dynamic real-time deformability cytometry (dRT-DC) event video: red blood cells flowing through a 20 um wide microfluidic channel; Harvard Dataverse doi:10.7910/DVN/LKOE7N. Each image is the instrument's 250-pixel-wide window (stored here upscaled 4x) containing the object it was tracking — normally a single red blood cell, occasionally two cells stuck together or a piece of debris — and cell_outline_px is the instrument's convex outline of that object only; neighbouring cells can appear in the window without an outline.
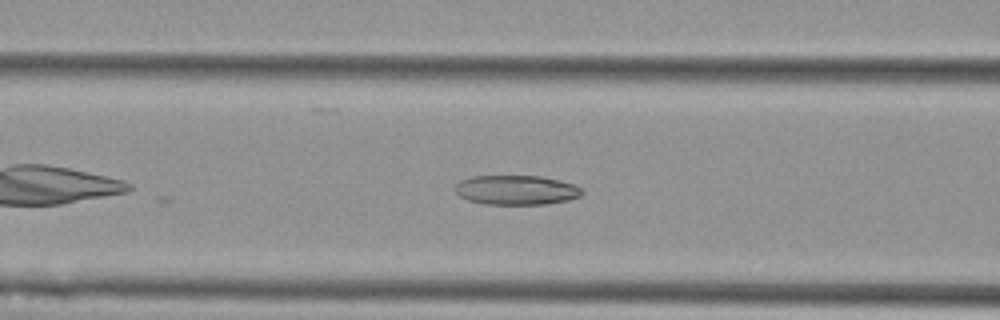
{"species": "Egyptian fruit bat (a non-hibernating species)", "species_latin": "Rousettus aegyptiacus", "temperature_condition": "cold", "stored_images_in_passage": 13, "camera_frame_rate_fps": 3000, "um_per_image_px": 0.085, "animal": {"sex": "female"}, "frame": {"image": 1, "passage_image": 9, "time_ms": 2.667, "image_size_px": [1000, 320], "cell_outline_px": [[584, 192], [580, 196], [568, 200], [544, 204], [484, 204], [468, 200], [460, 196], [452, 188], [460, 180], [472, 176], [540, 176], [560, 180], [572, 184], [580, 188]], "centroid_in_image_um": [43.85, 16.15], "position_along_channel_um": 122.8, "area_um2": 21.85}}